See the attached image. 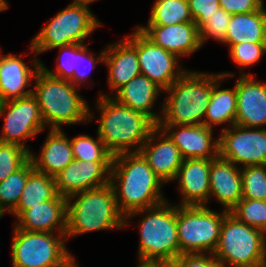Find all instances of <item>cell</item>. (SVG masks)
<instances>
[{
	"instance_id": "obj_22",
	"label": "cell",
	"mask_w": 266,
	"mask_h": 267,
	"mask_svg": "<svg viewBox=\"0 0 266 267\" xmlns=\"http://www.w3.org/2000/svg\"><path fill=\"white\" fill-rule=\"evenodd\" d=\"M33 60L34 70L16 55H0V98L4 102L32 95V89H24L32 85L30 80L35 78L42 64L36 57Z\"/></svg>"
},
{
	"instance_id": "obj_47",
	"label": "cell",
	"mask_w": 266,
	"mask_h": 267,
	"mask_svg": "<svg viewBox=\"0 0 266 267\" xmlns=\"http://www.w3.org/2000/svg\"><path fill=\"white\" fill-rule=\"evenodd\" d=\"M4 212L0 209V219L3 216Z\"/></svg>"
},
{
	"instance_id": "obj_3",
	"label": "cell",
	"mask_w": 266,
	"mask_h": 267,
	"mask_svg": "<svg viewBox=\"0 0 266 267\" xmlns=\"http://www.w3.org/2000/svg\"><path fill=\"white\" fill-rule=\"evenodd\" d=\"M35 80L32 95L37 100L45 125L50 124V129H61L63 124L89 122L94 117L86 100L69 80L53 77L42 67L38 69Z\"/></svg>"
},
{
	"instance_id": "obj_25",
	"label": "cell",
	"mask_w": 266,
	"mask_h": 267,
	"mask_svg": "<svg viewBox=\"0 0 266 267\" xmlns=\"http://www.w3.org/2000/svg\"><path fill=\"white\" fill-rule=\"evenodd\" d=\"M161 91L164 90L155 82L147 76L139 74L119 88L114 99L132 110L144 113L158 124L162 115L156 114L151 109Z\"/></svg>"
},
{
	"instance_id": "obj_11",
	"label": "cell",
	"mask_w": 266,
	"mask_h": 267,
	"mask_svg": "<svg viewBox=\"0 0 266 267\" xmlns=\"http://www.w3.org/2000/svg\"><path fill=\"white\" fill-rule=\"evenodd\" d=\"M218 140L220 158L236 166L266 165V128L254 130L234 124L223 129Z\"/></svg>"
},
{
	"instance_id": "obj_28",
	"label": "cell",
	"mask_w": 266,
	"mask_h": 267,
	"mask_svg": "<svg viewBox=\"0 0 266 267\" xmlns=\"http://www.w3.org/2000/svg\"><path fill=\"white\" fill-rule=\"evenodd\" d=\"M55 178L35 169L28 175L19 203L12 214L17 217L32 208L58 196Z\"/></svg>"
},
{
	"instance_id": "obj_33",
	"label": "cell",
	"mask_w": 266,
	"mask_h": 267,
	"mask_svg": "<svg viewBox=\"0 0 266 267\" xmlns=\"http://www.w3.org/2000/svg\"><path fill=\"white\" fill-rule=\"evenodd\" d=\"M241 177L242 198L266 201V165L243 167Z\"/></svg>"
},
{
	"instance_id": "obj_37",
	"label": "cell",
	"mask_w": 266,
	"mask_h": 267,
	"mask_svg": "<svg viewBox=\"0 0 266 267\" xmlns=\"http://www.w3.org/2000/svg\"><path fill=\"white\" fill-rule=\"evenodd\" d=\"M60 48L56 72L50 71L41 64V67L51 76L64 80H70L73 77L74 69H76V43L59 46Z\"/></svg>"
},
{
	"instance_id": "obj_31",
	"label": "cell",
	"mask_w": 266,
	"mask_h": 267,
	"mask_svg": "<svg viewBox=\"0 0 266 267\" xmlns=\"http://www.w3.org/2000/svg\"><path fill=\"white\" fill-rule=\"evenodd\" d=\"M74 159L92 162H112L113 155L106 149L97 133V139L79 135L70 140Z\"/></svg>"
},
{
	"instance_id": "obj_45",
	"label": "cell",
	"mask_w": 266,
	"mask_h": 267,
	"mask_svg": "<svg viewBox=\"0 0 266 267\" xmlns=\"http://www.w3.org/2000/svg\"><path fill=\"white\" fill-rule=\"evenodd\" d=\"M62 267H78L75 262V258L73 257L68 263H66Z\"/></svg>"
},
{
	"instance_id": "obj_17",
	"label": "cell",
	"mask_w": 266,
	"mask_h": 267,
	"mask_svg": "<svg viewBox=\"0 0 266 267\" xmlns=\"http://www.w3.org/2000/svg\"><path fill=\"white\" fill-rule=\"evenodd\" d=\"M155 45L173 53L178 58L200 49L199 29L194 22L173 25H147L137 27Z\"/></svg>"
},
{
	"instance_id": "obj_20",
	"label": "cell",
	"mask_w": 266,
	"mask_h": 267,
	"mask_svg": "<svg viewBox=\"0 0 266 267\" xmlns=\"http://www.w3.org/2000/svg\"><path fill=\"white\" fill-rule=\"evenodd\" d=\"M213 159H184L175 179L179 180L181 206H205L210 198V166Z\"/></svg>"
},
{
	"instance_id": "obj_24",
	"label": "cell",
	"mask_w": 266,
	"mask_h": 267,
	"mask_svg": "<svg viewBox=\"0 0 266 267\" xmlns=\"http://www.w3.org/2000/svg\"><path fill=\"white\" fill-rule=\"evenodd\" d=\"M34 169L55 177L74 160L70 139L61 129H51L39 157L31 152Z\"/></svg>"
},
{
	"instance_id": "obj_9",
	"label": "cell",
	"mask_w": 266,
	"mask_h": 267,
	"mask_svg": "<svg viewBox=\"0 0 266 267\" xmlns=\"http://www.w3.org/2000/svg\"><path fill=\"white\" fill-rule=\"evenodd\" d=\"M65 234L24 231L14 227L11 254L13 267H62L73 256L66 250Z\"/></svg>"
},
{
	"instance_id": "obj_19",
	"label": "cell",
	"mask_w": 266,
	"mask_h": 267,
	"mask_svg": "<svg viewBox=\"0 0 266 267\" xmlns=\"http://www.w3.org/2000/svg\"><path fill=\"white\" fill-rule=\"evenodd\" d=\"M17 218L19 222L14 226L24 231L54 233L58 230L57 234H65L67 229V198L58 195L52 200L23 210Z\"/></svg>"
},
{
	"instance_id": "obj_6",
	"label": "cell",
	"mask_w": 266,
	"mask_h": 267,
	"mask_svg": "<svg viewBox=\"0 0 266 267\" xmlns=\"http://www.w3.org/2000/svg\"><path fill=\"white\" fill-rule=\"evenodd\" d=\"M148 213L140 222L139 259L174 261L179 256L177 228V205L171 206L166 201L154 207L128 214L127 219Z\"/></svg>"
},
{
	"instance_id": "obj_42",
	"label": "cell",
	"mask_w": 266,
	"mask_h": 267,
	"mask_svg": "<svg viewBox=\"0 0 266 267\" xmlns=\"http://www.w3.org/2000/svg\"><path fill=\"white\" fill-rule=\"evenodd\" d=\"M137 267H170V263L163 260L139 259Z\"/></svg>"
},
{
	"instance_id": "obj_40",
	"label": "cell",
	"mask_w": 266,
	"mask_h": 267,
	"mask_svg": "<svg viewBox=\"0 0 266 267\" xmlns=\"http://www.w3.org/2000/svg\"><path fill=\"white\" fill-rule=\"evenodd\" d=\"M170 267H222L213 254H181L174 261L170 262Z\"/></svg>"
},
{
	"instance_id": "obj_29",
	"label": "cell",
	"mask_w": 266,
	"mask_h": 267,
	"mask_svg": "<svg viewBox=\"0 0 266 267\" xmlns=\"http://www.w3.org/2000/svg\"><path fill=\"white\" fill-rule=\"evenodd\" d=\"M185 22H194L188 0H156L148 25L165 26Z\"/></svg>"
},
{
	"instance_id": "obj_2",
	"label": "cell",
	"mask_w": 266,
	"mask_h": 267,
	"mask_svg": "<svg viewBox=\"0 0 266 267\" xmlns=\"http://www.w3.org/2000/svg\"><path fill=\"white\" fill-rule=\"evenodd\" d=\"M98 98L97 109L101 116L97 133L106 149L113 156L139 152L157 124L144 113L120 104L109 95L102 93ZM130 147L136 149L130 150Z\"/></svg>"
},
{
	"instance_id": "obj_46",
	"label": "cell",
	"mask_w": 266,
	"mask_h": 267,
	"mask_svg": "<svg viewBox=\"0 0 266 267\" xmlns=\"http://www.w3.org/2000/svg\"><path fill=\"white\" fill-rule=\"evenodd\" d=\"M3 107H4V101L0 98V117L2 115Z\"/></svg>"
},
{
	"instance_id": "obj_30",
	"label": "cell",
	"mask_w": 266,
	"mask_h": 267,
	"mask_svg": "<svg viewBox=\"0 0 266 267\" xmlns=\"http://www.w3.org/2000/svg\"><path fill=\"white\" fill-rule=\"evenodd\" d=\"M34 170L29 159L20 169L0 182V209L6 213L13 212L20 200L28 175Z\"/></svg>"
},
{
	"instance_id": "obj_8",
	"label": "cell",
	"mask_w": 266,
	"mask_h": 267,
	"mask_svg": "<svg viewBox=\"0 0 266 267\" xmlns=\"http://www.w3.org/2000/svg\"><path fill=\"white\" fill-rule=\"evenodd\" d=\"M229 211L217 213L205 206L177 205L179 256L213 254L220 237L223 220Z\"/></svg>"
},
{
	"instance_id": "obj_39",
	"label": "cell",
	"mask_w": 266,
	"mask_h": 267,
	"mask_svg": "<svg viewBox=\"0 0 266 267\" xmlns=\"http://www.w3.org/2000/svg\"><path fill=\"white\" fill-rule=\"evenodd\" d=\"M191 17L199 29L217 10L219 0H188Z\"/></svg>"
},
{
	"instance_id": "obj_1",
	"label": "cell",
	"mask_w": 266,
	"mask_h": 267,
	"mask_svg": "<svg viewBox=\"0 0 266 267\" xmlns=\"http://www.w3.org/2000/svg\"><path fill=\"white\" fill-rule=\"evenodd\" d=\"M109 183L124 217L166 201L160 192L164 182L153 172L140 152L113 156Z\"/></svg>"
},
{
	"instance_id": "obj_12",
	"label": "cell",
	"mask_w": 266,
	"mask_h": 267,
	"mask_svg": "<svg viewBox=\"0 0 266 267\" xmlns=\"http://www.w3.org/2000/svg\"><path fill=\"white\" fill-rule=\"evenodd\" d=\"M3 114L6 116L0 142L19 145L31 153L22 141L34 137L45 127L36 98L29 95L5 101Z\"/></svg>"
},
{
	"instance_id": "obj_32",
	"label": "cell",
	"mask_w": 266,
	"mask_h": 267,
	"mask_svg": "<svg viewBox=\"0 0 266 267\" xmlns=\"http://www.w3.org/2000/svg\"><path fill=\"white\" fill-rule=\"evenodd\" d=\"M229 213L248 226L266 231V201L242 198Z\"/></svg>"
},
{
	"instance_id": "obj_21",
	"label": "cell",
	"mask_w": 266,
	"mask_h": 267,
	"mask_svg": "<svg viewBox=\"0 0 266 267\" xmlns=\"http://www.w3.org/2000/svg\"><path fill=\"white\" fill-rule=\"evenodd\" d=\"M160 134V140L156 144L155 135ZM147 160L153 172L163 181L175 180L177 172L182 165L183 158L178 147L158 127L149 135L148 140L142 145L140 151Z\"/></svg>"
},
{
	"instance_id": "obj_27",
	"label": "cell",
	"mask_w": 266,
	"mask_h": 267,
	"mask_svg": "<svg viewBox=\"0 0 266 267\" xmlns=\"http://www.w3.org/2000/svg\"><path fill=\"white\" fill-rule=\"evenodd\" d=\"M234 76L232 73H221V76L213 83L209 105L203 124L213 129V125L223 124L226 122L235 124L237 111L236 86L234 89H220V83L224 78Z\"/></svg>"
},
{
	"instance_id": "obj_7",
	"label": "cell",
	"mask_w": 266,
	"mask_h": 267,
	"mask_svg": "<svg viewBox=\"0 0 266 267\" xmlns=\"http://www.w3.org/2000/svg\"><path fill=\"white\" fill-rule=\"evenodd\" d=\"M265 235L266 232L248 226L228 213L213 255L222 267H266Z\"/></svg>"
},
{
	"instance_id": "obj_43",
	"label": "cell",
	"mask_w": 266,
	"mask_h": 267,
	"mask_svg": "<svg viewBox=\"0 0 266 267\" xmlns=\"http://www.w3.org/2000/svg\"><path fill=\"white\" fill-rule=\"evenodd\" d=\"M95 0H74L70 5L72 6H83L88 8L89 4L94 2Z\"/></svg>"
},
{
	"instance_id": "obj_18",
	"label": "cell",
	"mask_w": 266,
	"mask_h": 267,
	"mask_svg": "<svg viewBox=\"0 0 266 267\" xmlns=\"http://www.w3.org/2000/svg\"><path fill=\"white\" fill-rule=\"evenodd\" d=\"M104 63L108 67L109 88L114 92L141 74L137 57V29L130 39L107 46Z\"/></svg>"
},
{
	"instance_id": "obj_38",
	"label": "cell",
	"mask_w": 266,
	"mask_h": 267,
	"mask_svg": "<svg viewBox=\"0 0 266 267\" xmlns=\"http://www.w3.org/2000/svg\"><path fill=\"white\" fill-rule=\"evenodd\" d=\"M88 50V46L76 43V69H74L73 77L69 81L73 83L76 87L79 86L78 89L81 87V83L85 81L84 79L87 78L88 80L87 72L86 70L81 69L82 67L80 66V64H84L85 61H88L86 63H89L88 65H91V67L89 66V69H93L96 66L95 63L104 62L105 50H103L96 59L92 55V52H90L89 54Z\"/></svg>"
},
{
	"instance_id": "obj_36",
	"label": "cell",
	"mask_w": 266,
	"mask_h": 267,
	"mask_svg": "<svg viewBox=\"0 0 266 267\" xmlns=\"http://www.w3.org/2000/svg\"><path fill=\"white\" fill-rule=\"evenodd\" d=\"M229 48L231 58L242 68L254 65L266 53V43L243 42Z\"/></svg>"
},
{
	"instance_id": "obj_5",
	"label": "cell",
	"mask_w": 266,
	"mask_h": 267,
	"mask_svg": "<svg viewBox=\"0 0 266 267\" xmlns=\"http://www.w3.org/2000/svg\"><path fill=\"white\" fill-rule=\"evenodd\" d=\"M75 201H72V199ZM125 226V217L118 209L110 183L76 193L67 198L66 239L98 230Z\"/></svg>"
},
{
	"instance_id": "obj_10",
	"label": "cell",
	"mask_w": 266,
	"mask_h": 267,
	"mask_svg": "<svg viewBox=\"0 0 266 267\" xmlns=\"http://www.w3.org/2000/svg\"><path fill=\"white\" fill-rule=\"evenodd\" d=\"M98 26L101 24L89 8L68 5L51 18L50 22L34 37L31 42V52L39 54L59 46L84 44L83 40Z\"/></svg>"
},
{
	"instance_id": "obj_4",
	"label": "cell",
	"mask_w": 266,
	"mask_h": 267,
	"mask_svg": "<svg viewBox=\"0 0 266 267\" xmlns=\"http://www.w3.org/2000/svg\"><path fill=\"white\" fill-rule=\"evenodd\" d=\"M221 74L186 71L166 92L169 96L157 125H201L209 105L213 83Z\"/></svg>"
},
{
	"instance_id": "obj_44",
	"label": "cell",
	"mask_w": 266,
	"mask_h": 267,
	"mask_svg": "<svg viewBox=\"0 0 266 267\" xmlns=\"http://www.w3.org/2000/svg\"><path fill=\"white\" fill-rule=\"evenodd\" d=\"M9 7L6 0H0V12L6 10Z\"/></svg>"
},
{
	"instance_id": "obj_34",
	"label": "cell",
	"mask_w": 266,
	"mask_h": 267,
	"mask_svg": "<svg viewBox=\"0 0 266 267\" xmlns=\"http://www.w3.org/2000/svg\"><path fill=\"white\" fill-rule=\"evenodd\" d=\"M29 157L30 153L23 147L0 142V182L20 169Z\"/></svg>"
},
{
	"instance_id": "obj_16",
	"label": "cell",
	"mask_w": 266,
	"mask_h": 267,
	"mask_svg": "<svg viewBox=\"0 0 266 267\" xmlns=\"http://www.w3.org/2000/svg\"><path fill=\"white\" fill-rule=\"evenodd\" d=\"M239 78L235 124L254 129L266 125V83L244 73Z\"/></svg>"
},
{
	"instance_id": "obj_35",
	"label": "cell",
	"mask_w": 266,
	"mask_h": 267,
	"mask_svg": "<svg viewBox=\"0 0 266 267\" xmlns=\"http://www.w3.org/2000/svg\"><path fill=\"white\" fill-rule=\"evenodd\" d=\"M231 20V14L227 13L224 9L219 7L209 17V19L199 28V37L201 45L209 37L224 43L227 28Z\"/></svg>"
},
{
	"instance_id": "obj_14",
	"label": "cell",
	"mask_w": 266,
	"mask_h": 267,
	"mask_svg": "<svg viewBox=\"0 0 266 267\" xmlns=\"http://www.w3.org/2000/svg\"><path fill=\"white\" fill-rule=\"evenodd\" d=\"M112 162L74 159L54 178L59 195L68 198L79 192L107 185Z\"/></svg>"
},
{
	"instance_id": "obj_41",
	"label": "cell",
	"mask_w": 266,
	"mask_h": 267,
	"mask_svg": "<svg viewBox=\"0 0 266 267\" xmlns=\"http://www.w3.org/2000/svg\"><path fill=\"white\" fill-rule=\"evenodd\" d=\"M263 5V0H219V6L231 15L257 11Z\"/></svg>"
},
{
	"instance_id": "obj_15",
	"label": "cell",
	"mask_w": 266,
	"mask_h": 267,
	"mask_svg": "<svg viewBox=\"0 0 266 267\" xmlns=\"http://www.w3.org/2000/svg\"><path fill=\"white\" fill-rule=\"evenodd\" d=\"M157 127L178 147L183 159H215L219 156V140H212L213 129L204 124L157 125ZM175 128L178 129L174 130Z\"/></svg>"
},
{
	"instance_id": "obj_23",
	"label": "cell",
	"mask_w": 266,
	"mask_h": 267,
	"mask_svg": "<svg viewBox=\"0 0 266 267\" xmlns=\"http://www.w3.org/2000/svg\"><path fill=\"white\" fill-rule=\"evenodd\" d=\"M210 197L213 195L230 211L242 199L241 169L233 162L219 156L211 161L210 166Z\"/></svg>"
},
{
	"instance_id": "obj_13",
	"label": "cell",
	"mask_w": 266,
	"mask_h": 267,
	"mask_svg": "<svg viewBox=\"0 0 266 267\" xmlns=\"http://www.w3.org/2000/svg\"><path fill=\"white\" fill-rule=\"evenodd\" d=\"M137 57L141 74L155 82L164 92L187 71L180 68L176 55L155 45L138 28Z\"/></svg>"
},
{
	"instance_id": "obj_26",
	"label": "cell",
	"mask_w": 266,
	"mask_h": 267,
	"mask_svg": "<svg viewBox=\"0 0 266 267\" xmlns=\"http://www.w3.org/2000/svg\"><path fill=\"white\" fill-rule=\"evenodd\" d=\"M266 43V9L232 14L224 43L229 47L239 43Z\"/></svg>"
}]
</instances>
